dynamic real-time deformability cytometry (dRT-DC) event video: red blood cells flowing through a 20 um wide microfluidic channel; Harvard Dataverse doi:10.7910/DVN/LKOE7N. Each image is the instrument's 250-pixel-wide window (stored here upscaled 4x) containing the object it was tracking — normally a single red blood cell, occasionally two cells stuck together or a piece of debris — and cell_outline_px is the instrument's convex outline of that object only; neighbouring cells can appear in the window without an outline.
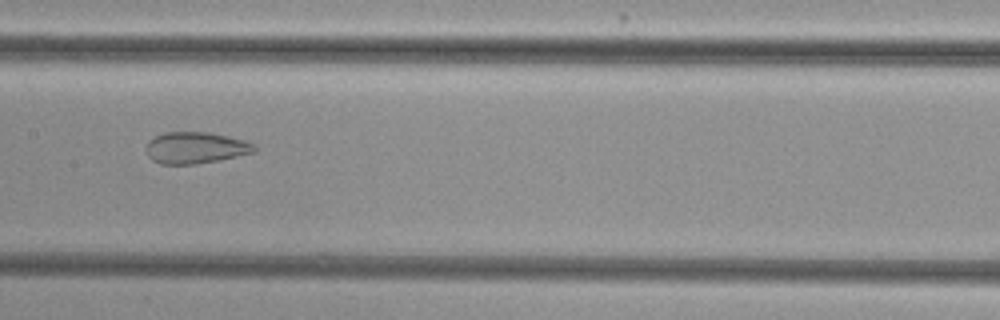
{"species": "common noctule bat (a hibernating species)", "species_latin": "Nyctalus noctula", "temperature_condition": "cold", "stored_images_in_passage": 37, "camera_frame_rate_fps": 3000, "um_per_image_px": 0.085, "animal": {"sex": "female", "body_mass_g": 29.2, "forearm_length_mm": 56.3}, "frame": {"image": 1, "passage_image": 13, "time_ms": 4.0, "image_size_px": [1000, 320], "cell_outline_px": [[256, 152], [220, 160], [196, 164], [160, 164], [152, 160], [148, 156], [144, 148], [148, 140], [164, 132], [208, 132], [228, 136], [244, 140], [256, 144]], "centroid_in_image_um": [16.61, 12.56], "position_along_channel_um": 190.8, "area_um2": 20.17}}
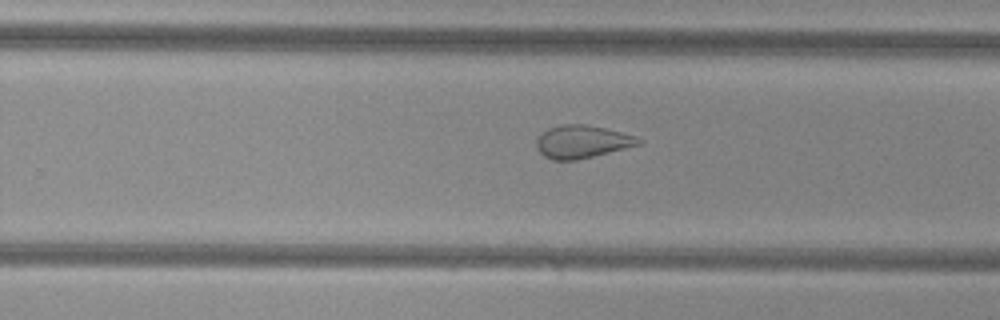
{"frame": {"image": 2, "passage_image": 20, "time_ms": 6.333, "image_size_px": [1000, 320], "cell_outline_px": [[644, 140], [640, 144], [576, 160], [552, 160], [544, 156], [536, 148], [536, 140], [548, 128], [560, 124], [584, 124], [604, 128], [636, 136]], "centroid_in_image_um": [49.45, 12.04], "position_along_channel_um": 280.3, "area_um2": 19.31}}
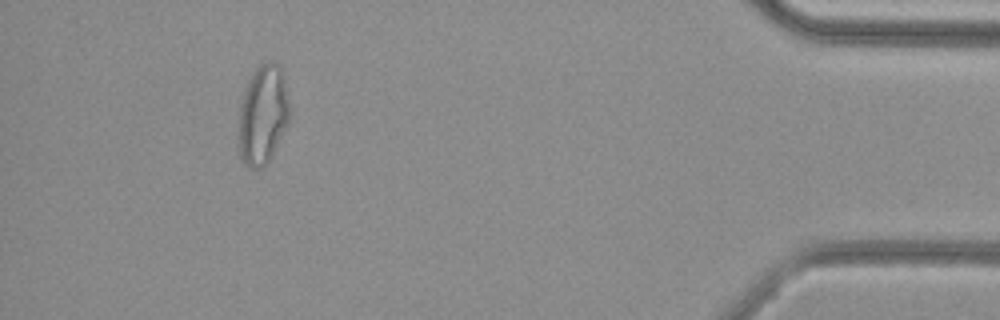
{"frame": {"image": 3, "passage_image": 35, "time_ms": 11.333, "image_size_px": [1000, 320], "cell_outline_px": [[288, 124], [272, 156], [260, 168], [248, 168], [244, 164], [240, 156], [236, 136], [236, 132], [240, 104], [244, 88], [248, 80], [256, 68], [260, 64], [272, 60], [280, 68], [284, 76], [288, 104]], "centroid_in_image_um": [22.28, 9.78], "position_along_channel_um": 412.9, "area_um2": 29.88}}